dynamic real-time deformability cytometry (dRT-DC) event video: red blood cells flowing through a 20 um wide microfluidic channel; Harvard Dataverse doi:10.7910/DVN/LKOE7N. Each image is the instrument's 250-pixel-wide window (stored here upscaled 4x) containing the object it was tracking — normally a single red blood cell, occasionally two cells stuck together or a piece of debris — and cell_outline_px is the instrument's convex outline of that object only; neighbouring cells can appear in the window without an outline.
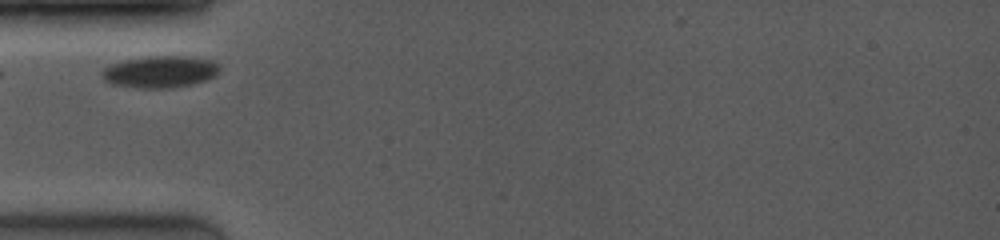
{"species": "common noctule bat (a hibernating species)", "species_latin": "Nyctalus noctula", "temperature_condition": "room temperature", "stored_images_in_passage": 2, "camera_frame_rate_fps": 4000, "um_per_image_px": 0.085, "animal": {"sex": "female", "body_mass_g": 19.0, "forearm_length_mm": 53.3}, "frame": {"image": 1, "passage_image": 1, "time_ms": 0.0, "image_size_px": [1000, 240], "cell_outline_px": [[220, 68], [212, 76], [204, 80], [172, 88], [144, 88], [112, 84], [104, 76], [104, 72], [108, 68], [116, 64], [128, 60], [148, 56], [192, 56], [216, 64]], "centroid_in_image_um": [13.65, 6.1], "position_along_channel_um": 71.4, "area_um2": 20.69}}